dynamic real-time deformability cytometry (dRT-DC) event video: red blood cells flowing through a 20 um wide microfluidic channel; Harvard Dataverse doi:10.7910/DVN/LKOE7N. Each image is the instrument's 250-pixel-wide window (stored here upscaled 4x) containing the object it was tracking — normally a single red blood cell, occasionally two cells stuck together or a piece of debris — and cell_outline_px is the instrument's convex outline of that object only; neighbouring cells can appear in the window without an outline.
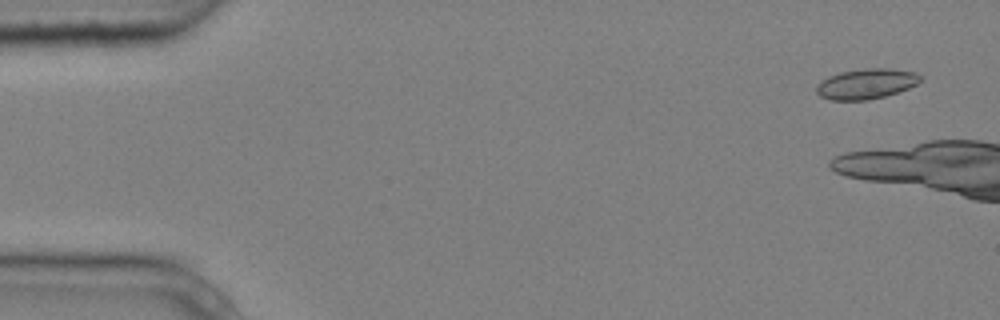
{"species": "common noctule bat (a hibernating species)", "species_latin": "Nyctalus noctula", "temperature_condition": "cold", "stored_images_in_passage": 5, "camera_frame_rate_fps": 3000, "um_per_image_px": 0.085, "animal": {"sex": "male", "body_mass_g": 20.4}, "frame": {"image": 1, "passage_image": 1, "time_ms": 0.0, "image_size_px": [1000, 320], "cell_outline_px": [[920, 80], [916, 84], [908, 88], [884, 96], [868, 100], [832, 100], [820, 96], [816, 92], [816, 84], [820, 80], [828, 76], [840, 72], [868, 68], [888, 68], [916, 72], [920, 76]], "centroid_in_image_um": [73.58, 7.12], "position_along_channel_um": 11.4, "area_um2": 18.26}}